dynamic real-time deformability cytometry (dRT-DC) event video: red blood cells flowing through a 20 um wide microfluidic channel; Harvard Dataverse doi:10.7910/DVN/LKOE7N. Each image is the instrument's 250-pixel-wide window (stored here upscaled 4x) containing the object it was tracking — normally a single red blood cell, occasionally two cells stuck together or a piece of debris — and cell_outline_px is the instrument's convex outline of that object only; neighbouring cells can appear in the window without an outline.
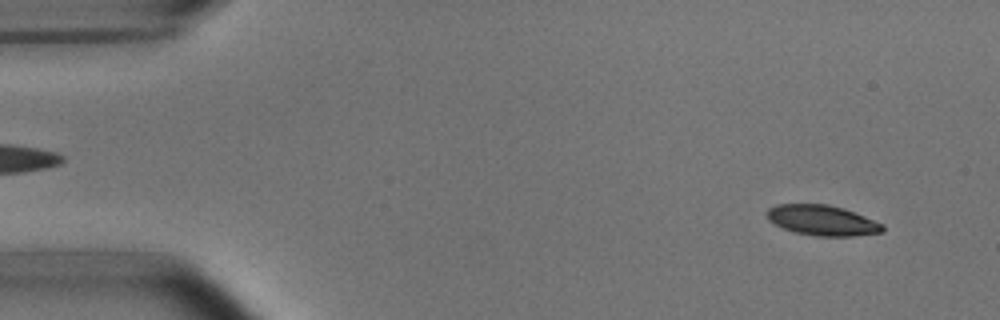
{"species": "common noctule bat (a hibernating species)", "species_latin": "Nyctalus noctula", "temperature_condition": "room temperature", "stored_images_in_passage": 5, "camera_frame_rate_fps": 3000, "um_per_image_px": 0.085, "animal": {"sex": "male", "body_mass_g": 15.6}, "frame": {"image": 1, "passage_image": 1, "time_ms": 0.0, "image_size_px": [1000, 320], "cell_outline_px": [[884, 232], [856, 236], [816, 236], [796, 232], [784, 228], [768, 220], [768, 208], [776, 204], [828, 204], [844, 208], [884, 224]], "centroid_in_image_um": [69.93, 18.73], "position_along_channel_um": 15.1, "area_um2": 20.4}}
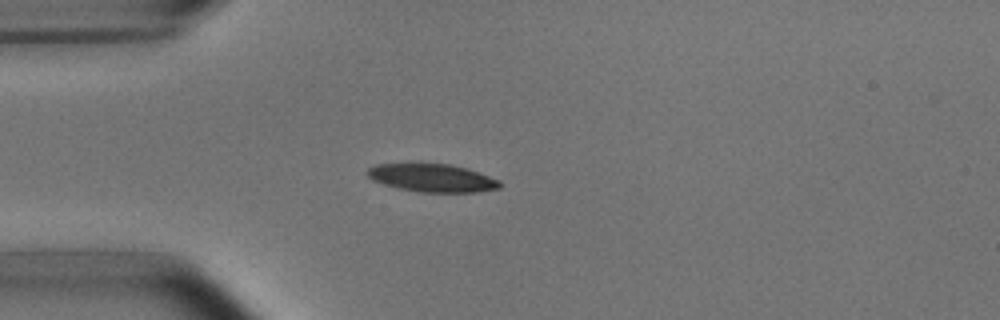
{"frame": {"image": 2, "passage_image": 4, "time_ms": 3.333, "image_size_px": [1000, 320], "cell_outline_px": [[500, 188], [476, 192], [420, 192], [396, 188], [372, 180], [364, 172], [368, 168], [376, 164], [420, 160], [448, 164], [468, 168], [500, 180]], "centroid_in_image_um": [36.65, 15.07], "position_along_channel_um": 48.3, "area_um2": 22.66}}